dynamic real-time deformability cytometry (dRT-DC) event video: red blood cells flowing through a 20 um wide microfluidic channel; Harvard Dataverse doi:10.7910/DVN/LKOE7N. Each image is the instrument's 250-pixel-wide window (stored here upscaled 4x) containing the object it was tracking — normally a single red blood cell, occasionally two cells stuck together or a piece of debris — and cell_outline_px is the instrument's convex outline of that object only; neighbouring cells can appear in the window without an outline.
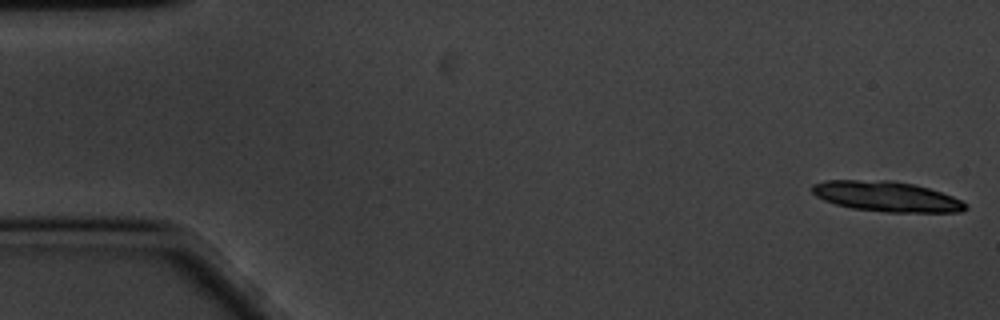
{"species": "common noctule bat (a hibernating species)", "species_latin": "Nyctalus noctula", "temperature_condition": "cold", "stored_images_in_passage": 32, "camera_frame_rate_fps": 3000, "um_per_image_px": 0.085, "animal": {"sex": "male", "body_mass_g": 20.1, "forearm_length_mm": 53.5}, "frame": {"image": 1, "passage_image": 1, "time_ms": 0.0, "image_size_px": [1000, 320], "cell_outline_px": [[968, 208], [960, 212], [884, 212], [852, 208], [836, 204], [824, 200], [816, 196], [812, 192], [812, 184], [824, 180], [892, 180], [912, 184], [928, 188], [952, 196], [968, 204]], "centroid_in_image_um": [75.34, 16.7], "position_along_channel_um": 9.7, "area_um2": 27.05}}
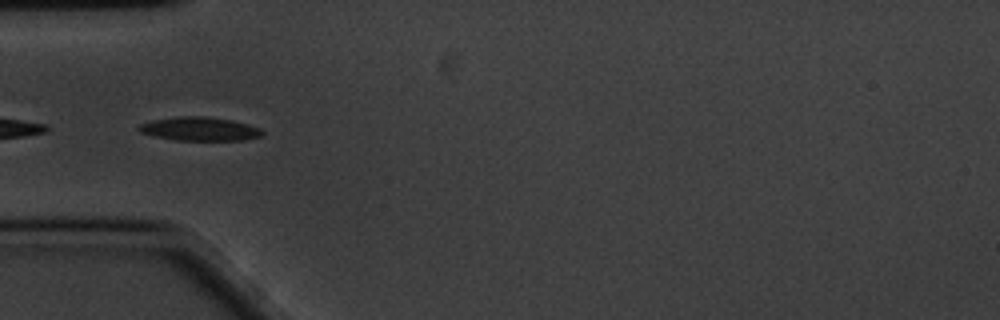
{"frame": {"image": 2, "passage_image": 18, "time_ms": 5.667, "image_size_px": [1000, 320], "cell_outline_px": [[264, 132], [260, 136], [244, 140], [176, 140], [152, 136], [140, 132], [136, 128], [140, 124], [152, 120], [176, 116], [208, 116], [232, 120], [248, 124], [260, 128]], "centroid_in_image_um": [16.94, 10.95], "position_along_channel_um": 68.1, "area_um2": 17.17}}
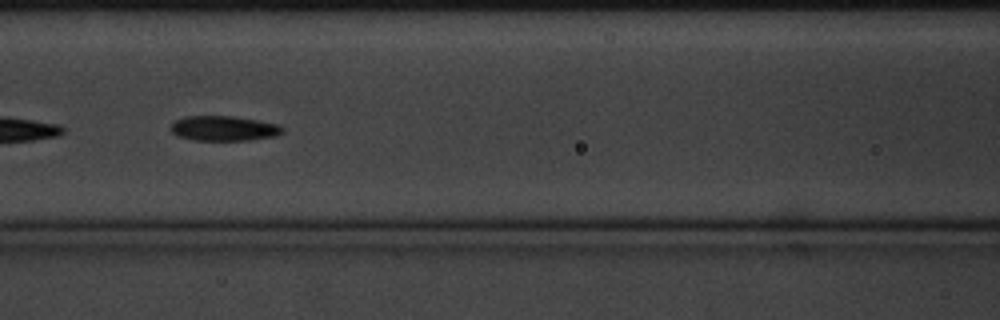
{"frame": {"image": 3, "passage_image": 25, "time_ms": 8.0, "image_size_px": [1000, 320], "cell_outline_px": [[284, 132], [276, 136], [248, 140], [192, 140], [176, 136], [168, 128], [176, 120], [184, 116], [232, 116], [280, 124], [284, 128]], "centroid_in_image_um": [19.01, 10.91], "position_along_channel_um": 147.6, "area_um2": 16.42}}